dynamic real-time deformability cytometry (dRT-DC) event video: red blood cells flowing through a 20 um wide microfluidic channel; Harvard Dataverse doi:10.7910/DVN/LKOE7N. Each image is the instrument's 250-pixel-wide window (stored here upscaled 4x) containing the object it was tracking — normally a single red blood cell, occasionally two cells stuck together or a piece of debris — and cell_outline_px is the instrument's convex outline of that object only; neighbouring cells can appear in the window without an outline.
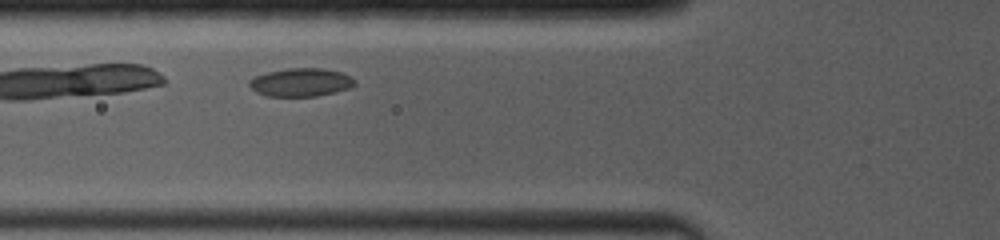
{"species": "common noctule bat (a hibernating species)", "species_latin": "Nyctalus noctula", "temperature_condition": "room temperature", "stored_images_in_passage": 29, "camera_frame_rate_fps": 4000, "um_per_image_px": 0.085, "animal": {"sex": "female", "body_mass_g": 19.0, "forearm_length_mm": 53.3}, "frame": {"image": 1, "passage_image": 5, "time_ms": 1.0, "image_size_px": [1000, 240], "cell_outline_px": [[356, 84], [348, 88], [316, 96], [268, 96], [256, 92], [248, 84], [248, 80], [256, 76], [268, 72], [288, 68], [324, 68], [340, 72], [356, 80]], "centroid_in_image_um": [25.55, 6.99], "position_along_channel_um": 100.3, "area_um2": 17.17}}